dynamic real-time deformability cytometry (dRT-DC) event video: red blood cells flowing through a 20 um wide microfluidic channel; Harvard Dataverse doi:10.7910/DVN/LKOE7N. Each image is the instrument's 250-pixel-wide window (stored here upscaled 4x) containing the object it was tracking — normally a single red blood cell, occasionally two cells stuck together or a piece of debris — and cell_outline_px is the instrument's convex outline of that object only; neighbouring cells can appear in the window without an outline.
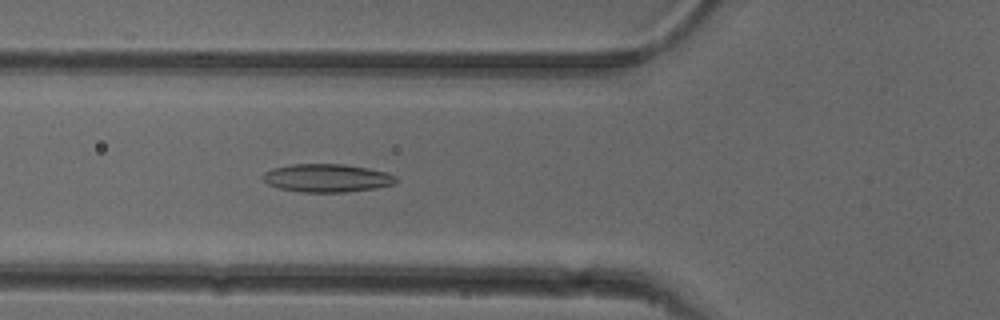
{"species": "common noctule bat (a hibernating species)", "species_latin": "Nyctalus noctula", "temperature_condition": "cold", "stored_images_in_passage": 39, "camera_frame_rate_fps": 3000, "um_per_image_px": 0.085, "animal": {"sex": "female"}, "frame": {"image": 1, "passage_image": 6, "time_ms": 1.667, "image_size_px": [1000, 320], "cell_outline_px": [[396, 184], [376, 188], [344, 192], [300, 192], [280, 188], [268, 184], [260, 176], [264, 172], [272, 168], [292, 164], [344, 164], [368, 168], [388, 172], [396, 176]], "centroid_in_image_um": [27.8, 15.13], "position_along_channel_um": 98.0, "area_um2": 21.96}}
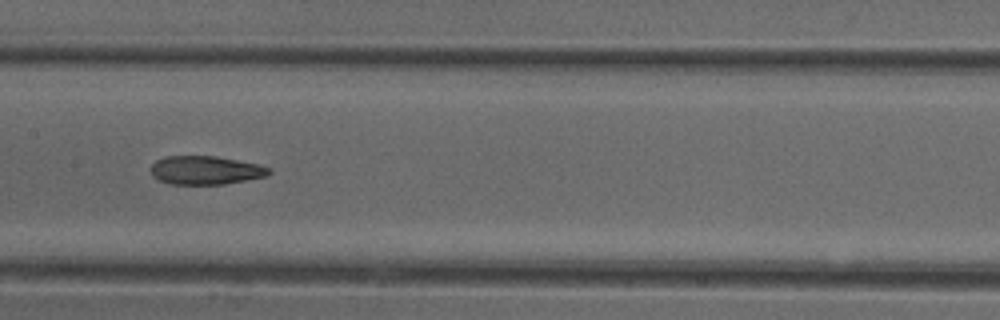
{"frame": {"image": 2, "passage_image": 13, "time_ms": 4.0, "image_size_px": [1000, 320], "cell_outline_px": [[272, 172], [268, 176], [248, 180], [224, 184], [168, 184], [152, 176], [148, 168], [156, 160], [164, 156], [216, 156], [260, 164], [272, 168]], "centroid_in_image_um": [17.49, 14.47], "position_along_channel_um": 189.9, "area_um2": 20.06}}
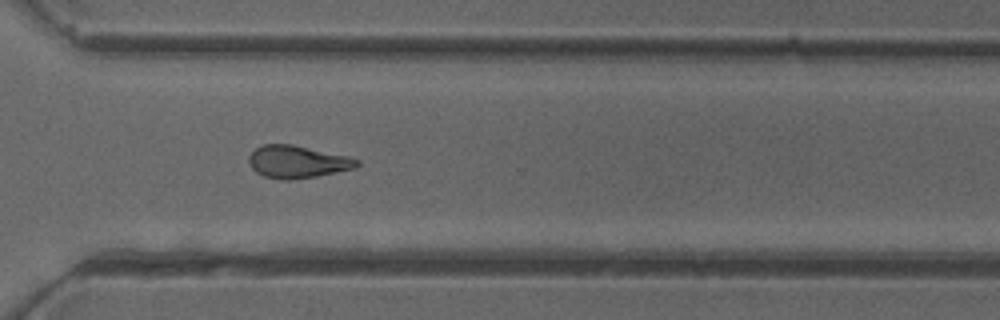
{"frame": {"image": 3, "passage_image": 25, "time_ms": 8.0, "image_size_px": [1000, 320], "cell_outline_px": [[360, 164], [356, 168], [316, 176], [288, 180], [280, 180], [264, 176], [256, 172], [252, 168], [248, 160], [248, 156], [256, 148], [264, 144], [292, 144], [348, 156], [360, 160]], "centroid_in_image_um": [25.28, 13.75], "position_along_channel_um": 345.3, "area_um2": 20.46}, "authors_computed_cell_mechanics": {"area_um2": 20.0566, "velocity_mm_per_s": 3.8953, "shape_relaxation_time_tau1_ms": null, "shape_relaxation_time_tau2_ms": 3.9821, "deformation_change_tau1": null, "deformation_change_tau2": 0.1122}}